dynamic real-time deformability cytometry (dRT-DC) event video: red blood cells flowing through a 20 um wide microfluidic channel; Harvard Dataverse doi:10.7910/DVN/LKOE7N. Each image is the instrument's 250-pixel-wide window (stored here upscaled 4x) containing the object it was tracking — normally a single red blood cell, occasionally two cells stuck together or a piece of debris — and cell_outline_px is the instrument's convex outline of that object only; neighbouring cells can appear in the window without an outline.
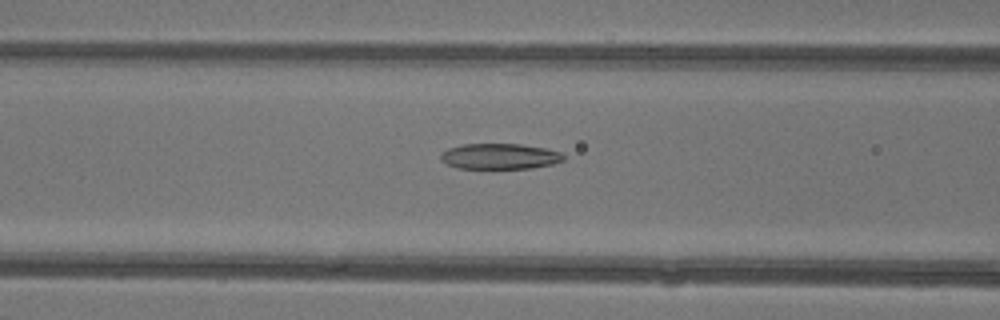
{"species": "common noctule bat (a hibernating species)", "species_latin": "Nyctalus noctula", "temperature_condition": "warm", "stored_images_in_passage": 42, "camera_frame_rate_fps": 3000, "um_per_image_px": 0.085, "animal": {"sex": "female"}, "frame": {"image": 1, "passage_image": 20, "time_ms": 6.333, "image_size_px": [1000, 320], "cell_outline_px": [[564, 160], [552, 164], [532, 168], [460, 168], [448, 164], [440, 160], [440, 156], [448, 148], [460, 144], [520, 144], [544, 148], [560, 152], [564, 156]], "centroid_in_image_um": [42.48, 13.28], "position_along_channel_um": 124.1, "area_um2": 18.21}}
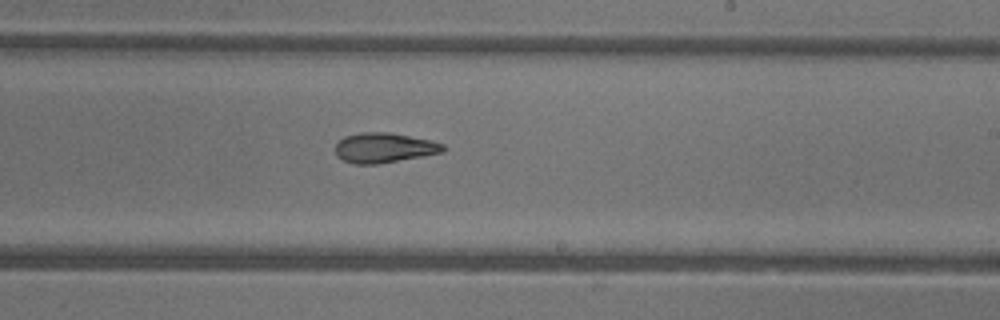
{"frame": {"image": 2, "passage_image": 29, "time_ms": 9.333, "image_size_px": [1000, 320], "cell_outline_px": [[444, 152], [376, 164], [356, 164], [344, 160], [336, 156], [336, 144], [344, 136], [360, 132], [388, 132], [432, 140], [444, 144]], "centroid_in_image_um": [32.64, 12.55], "position_along_channel_um": 256.4, "area_um2": 18.67}}
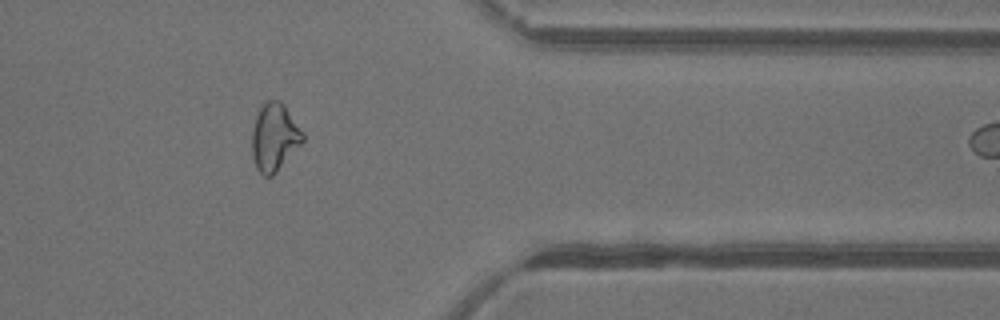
{"frame": {"image": 3, "passage_image": 39, "time_ms": 12.667, "image_size_px": [1000, 320], "cell_outline_px": [[304, 140], [276, 172], [272, 176], [264, 176], [256, 168], [252, 156], [252, 132], [256, 116], [264, 100], [280, 100], [284, 104], [304, 132]], "centroid_in_image_um": [23.32, 11.64], "position_along_channel_um": 388.1, "area_um2": 20.0}, "authors_computed_cell_mechanics": {"area_um2": 19.652, "velocity_mm_per_s": 4.4129, "shape_relaxation_time_tau1_ms": 5.5631, "shape_relaxation_time_tau2_ms": 2.9052, "deformation_change_tau1": 0.1737, "deformation_change_tau2": 0.118}}